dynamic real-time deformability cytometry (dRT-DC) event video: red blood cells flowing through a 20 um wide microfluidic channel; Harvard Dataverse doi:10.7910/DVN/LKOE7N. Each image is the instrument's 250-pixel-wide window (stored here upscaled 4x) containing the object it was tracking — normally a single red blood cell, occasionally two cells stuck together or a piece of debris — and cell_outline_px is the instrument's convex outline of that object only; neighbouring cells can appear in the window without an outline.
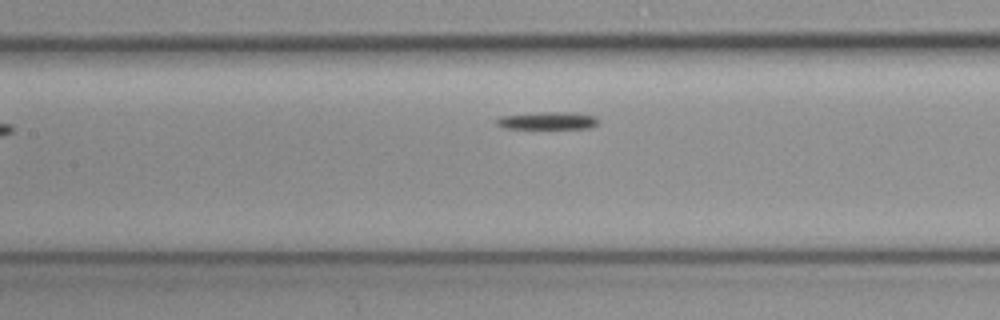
{"species": "common noctule bat (a hibernating species)", "species_latin": "Nyctalus noctula", "temperature_condition": "cold", "stored_images_in_passage": 11, "camera_frame_rate_fps": 3000, "um_per_image_px": 0.085, "animal": {"sex": "female", "body_mass_g": 19.3, "forearm_length_mm": 54.1}, "frame": {"image": 1, "passage_image": 10, "time_ms": 3.0, "image_size_px": [1000, 320], "cell_outline_px": [[600, 120], [596, 124], [588, 128], [504, 128], [496, 124], [496, 120], [500, 116], [540, 112], [576, 112], [596, 116]], "centroid_in_image_um": [46.58, 10.24], "position_along_channel_um": 160.8, "area_um2": 10.4}}